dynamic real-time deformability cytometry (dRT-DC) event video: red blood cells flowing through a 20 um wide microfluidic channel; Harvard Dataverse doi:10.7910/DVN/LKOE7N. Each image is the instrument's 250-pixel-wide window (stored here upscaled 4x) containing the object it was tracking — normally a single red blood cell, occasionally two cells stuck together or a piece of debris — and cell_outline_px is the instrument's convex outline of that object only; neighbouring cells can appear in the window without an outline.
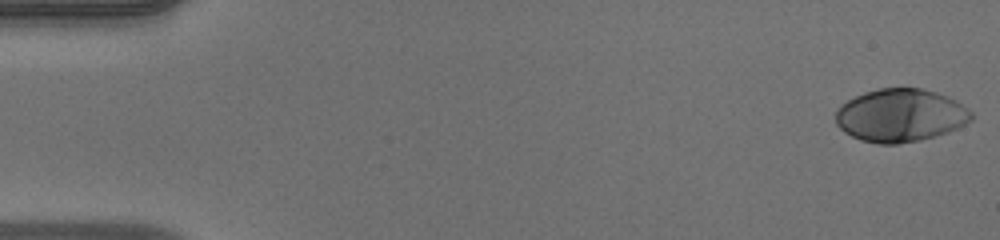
{"species": "human", "species_latin": "Homo sapiens", "temperature_condition": "warm", "stored_images_in_passage": 51, "camera_frame_rate_fps": 3000, "um_per_image_px": 0.085, "donor": {"sex": "male"}, "frame": {"image": 1, "passage_image": 1, "time_ms": 0.0, "image_size_px": [1000, 240], "cell_outline_px": [[972, 120], [948, 132], [936, 136], [920, 140], [896, 144], [880, 144], [860, 140], [844, 132], [836, 124], [836, 112], [848, 100], [864, 92], [880, 88], [920, 88], [936, 92], [956, 100], [972, 112]], "centroid_in_image_um": [76.55, 9.81], "position_along_channel_um": 8.5, "area_um2": 41.67}}
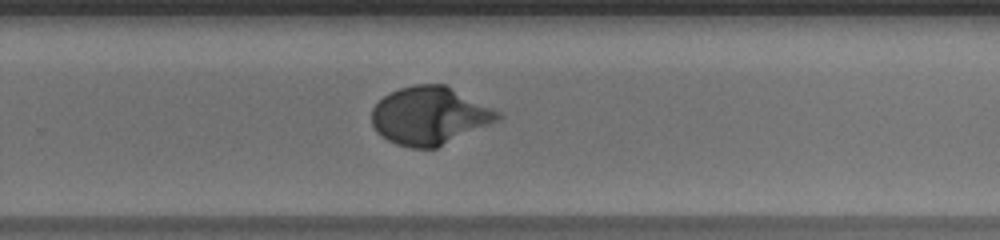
{"frame": {"image": 2, "passage_image": 34, "time_ms": 11.0, "image_size_px": [1000, 240], "cell_outline_px": [[500, 120], [436, 148], [412, 148], [396, 144], [388, 140], [376, 132], [372, 124], [372, 108], [388, 92], [400, 88], [416, 84], [444, 84], [500, 112]], "centroid_in_image_um": [36.49, 9.84], "position_along_channel_um": 293.3, "area_um2": 42.25}}
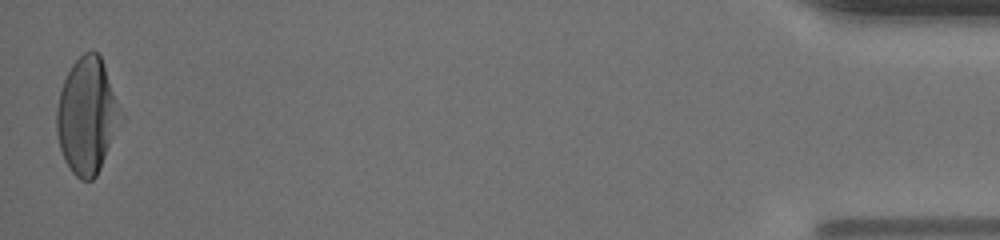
{"frame": {"image": 3, "passage_image": 51, "time_ms": 16.667, "image_size_px": [1000, 240], "cell_outline_px": [[124, 120], [96, 176], [92, 180], [80, 180], [72, 172], [64, 160], [60, 148], [56, 132], [56, 108], [60, 92], [64, 80], [72, 64], [84, 52], [96, 52], [100, 56], [104, 64], [124, 112]], "centroid_in_image_um": [7.44, 9.86], "position_along_channel_um": 427.8, "area_um2": 43.87}, "authors_computed_cell_mechanics": {"area_um2": 41.2114, "velocity_mm_per_s": 3.9804, "shape_relaxation_time_tau1_ms": 3.0538, "shape_relaxation_time_tau2_ms": null, "deformation_change_tau1": 0.2181, "deformation_change_tau2": null}}